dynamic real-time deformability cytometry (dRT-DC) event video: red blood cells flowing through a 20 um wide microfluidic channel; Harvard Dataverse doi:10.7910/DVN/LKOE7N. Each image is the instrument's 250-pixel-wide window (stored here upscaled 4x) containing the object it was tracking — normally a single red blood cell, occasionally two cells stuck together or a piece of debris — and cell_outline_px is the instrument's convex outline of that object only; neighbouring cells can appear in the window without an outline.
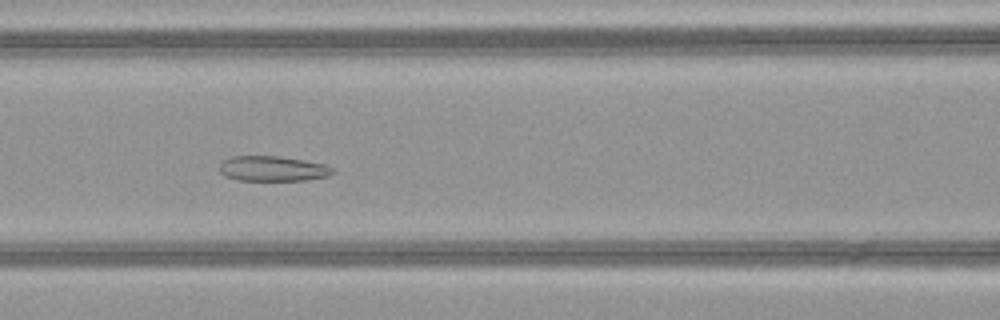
{"species": "common noctule bat (a hibernating species)", "species_latin": "Nyctalus noctula", "temperature_condition": "warm", "stored_images_in_passage": 50, "camera_frame_rate_fps": 3000, "um_per_image_px": 0.085, "animal": {"sex": "female", "body_mass_g": 21.9}, "frame": {"image": 1, "passage_image": 22, "time_ms": 7.0, "image_size_px": [1000, 320], "cell_outline_px": [[336, 172], [328, 176], [308, 180], [236, 180], [224, 176], [220, 172], [220, 160], [232, 156], [280, 156], [304, 160], [324, 164], [332, 168]], "centroid_in_image_um": [23.15, 14.33], "position_along_channel_um": 143.4, "area_um2": 16.76}}
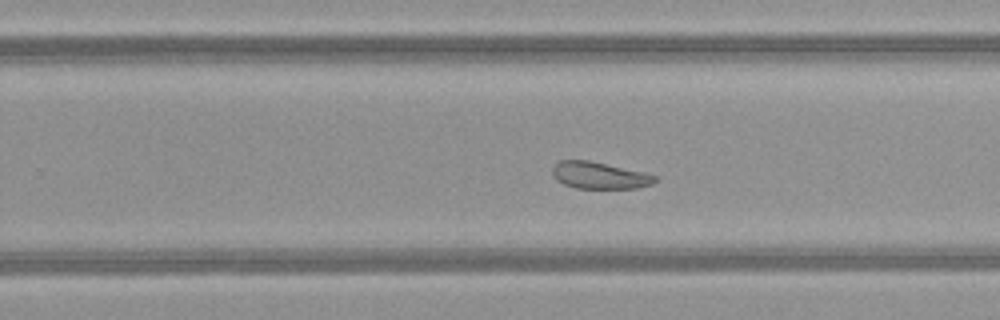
{"frame": {"image": 2, "passage_image": 32, "time_ms": 10.333, "image_size_px": [1000, 320], "cell_outline_px": [[656, 180], [652, 184], [636, 188], [576, 188], [564, 184], [556, 180], [552, 176], [552, 168], [560, 160], [588, 160], [640, 172], [656, 176]], "centroid_in_image_um": [50.88, 14.91], "position_along_channel_um": 278.9, "area_um2": 15.72}}
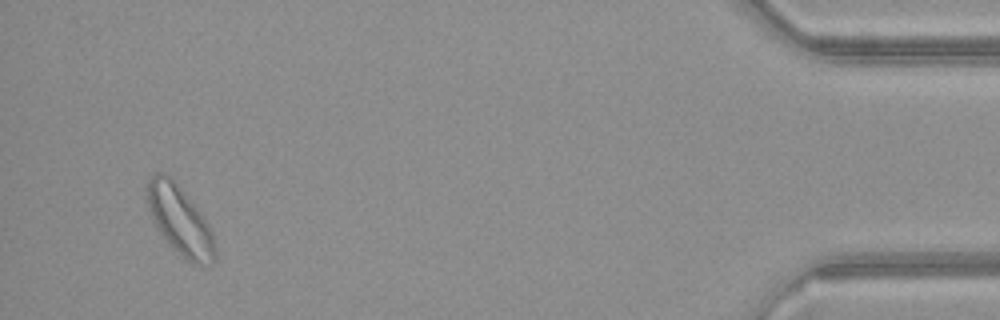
{"frame": {"image": 3, "passage_image": 48, "time_ms": 15.667, "image_size_px": [1000, 320], "cell_outline_px": [[216, 260], [212, 264], [204, 268], [192, 264], [156, 228], [148, 208], [144, 196], [144, 184], [156, 172], [164, 172], [180, 188], [200, 212], [208, 224], [216, 248]], "centroid_in_image_um": [15.26, 18.72], "position_along_channel_um": 419.9, "area_um2": 27.11}, "authors_computed_cell_mechanics": {"area_um2": 22.6287, "velocity_mm_per_s": 4.0785, "shape_relaxation_time_tau1_ms": null, "shape_relaxation_time_tau2_ms": 3.6433, "deformation_change_tau1": null, "deformation_change_tau2": 0.1066}}